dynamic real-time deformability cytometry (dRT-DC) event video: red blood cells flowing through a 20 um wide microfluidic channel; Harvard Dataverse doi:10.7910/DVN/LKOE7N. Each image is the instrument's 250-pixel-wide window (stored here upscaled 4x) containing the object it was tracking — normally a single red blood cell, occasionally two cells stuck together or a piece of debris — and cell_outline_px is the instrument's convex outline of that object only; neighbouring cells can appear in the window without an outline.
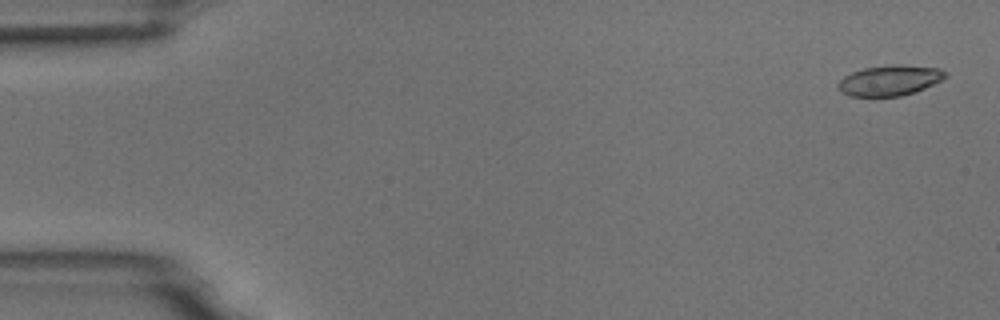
{"species": "common noctule bat (a hibernating species)", "species_latin": "Nyctalus noctula", "temperature_condition": "room temperature", "stored_images_in_passage": 5, "camera_frame_rate_fps": 3000, "um_per_image_px": 0.085, "animal": {"sex": "male", "body_mass_g": 18.8}, "frame": {"image": 1, "passage_image": 1, "time_ms": 0.0, "image_size_px": [1000, 320], "cell_outline_px": [[948, 76], [944, 80], [924, 88], [900, 96], [848, 96], [840, 92], [836, 84], [844, 76], [852, 72], [864, 68], [892, 64], [900, 64], [940, 68], [948, 72]], "centroid_in_image_um": [75.64, 6.82], "position_along_channel_um": 9.4, "area_um2": 19.25}}
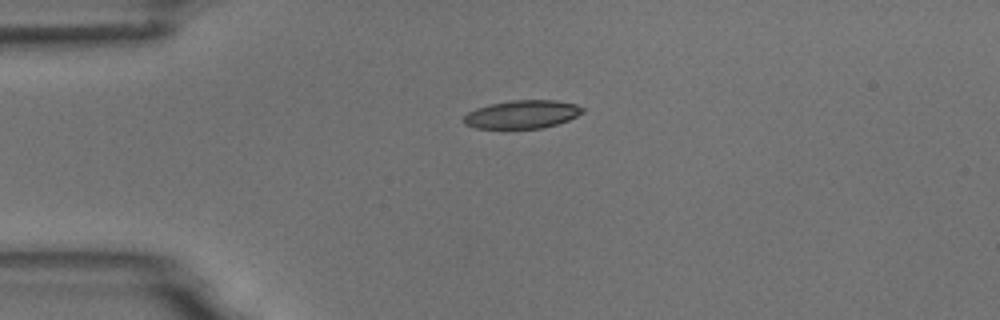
{"frame": {"image": 2, "passage_image": 4, "time_ms": 3.667, "image_size_px": [1000, 320], "cell_outline_px": [[584, 112], [568, 120], [544, 128], [476, 128], [464, 124], [464, 116], [468, 112], [476, 108], [488, 104], [512, 100], [556, 100], [576, 104], [584, 108]], "centroid_in_image_um": [44.38, 9.71], "position_along_channel_um": 40.6, "area_um2": 19.54}}